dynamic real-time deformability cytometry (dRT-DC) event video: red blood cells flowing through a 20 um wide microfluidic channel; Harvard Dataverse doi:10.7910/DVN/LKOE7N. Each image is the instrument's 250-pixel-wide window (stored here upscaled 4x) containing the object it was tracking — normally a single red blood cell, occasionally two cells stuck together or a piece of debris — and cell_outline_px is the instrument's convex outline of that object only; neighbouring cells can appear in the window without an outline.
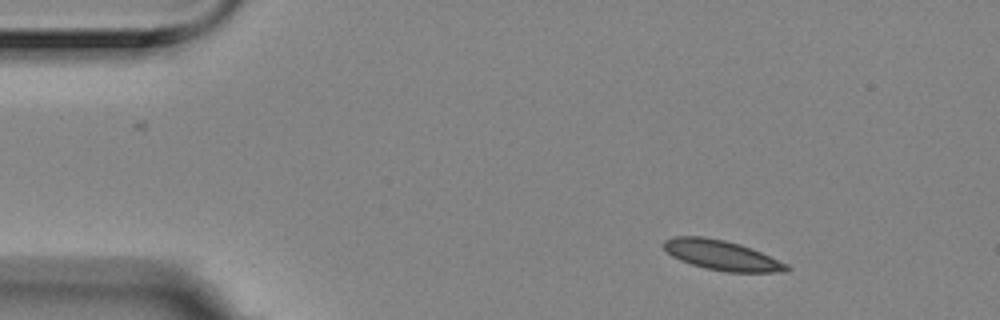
{"species": "Egyptian fruit bat (a non-hibernating species)", "species_latin": "Rousettus aegyptiacus", "temperature_condition": "room temperature", "stored_images_in_passage": 7, "camera_frame_rate_fps": 3000, "um_per_image_px": 0.085, "animal": {"sex": "female"}, "frame": {"image": 1, "passage_image": 2, "time_ms": 0.333, "image_size_px": [1000, 320], "cell_outline_px": [[780, 268], [716, 268], [700, 264], [688, 260], [680, 256], [720, 244], [728, 244], [744, 248], [764, 256], [776, 264]], "centroid_in_image_um": [62.02, 21.92], "position_along_channel_um": 23.0, "area_um2": 10.87}}